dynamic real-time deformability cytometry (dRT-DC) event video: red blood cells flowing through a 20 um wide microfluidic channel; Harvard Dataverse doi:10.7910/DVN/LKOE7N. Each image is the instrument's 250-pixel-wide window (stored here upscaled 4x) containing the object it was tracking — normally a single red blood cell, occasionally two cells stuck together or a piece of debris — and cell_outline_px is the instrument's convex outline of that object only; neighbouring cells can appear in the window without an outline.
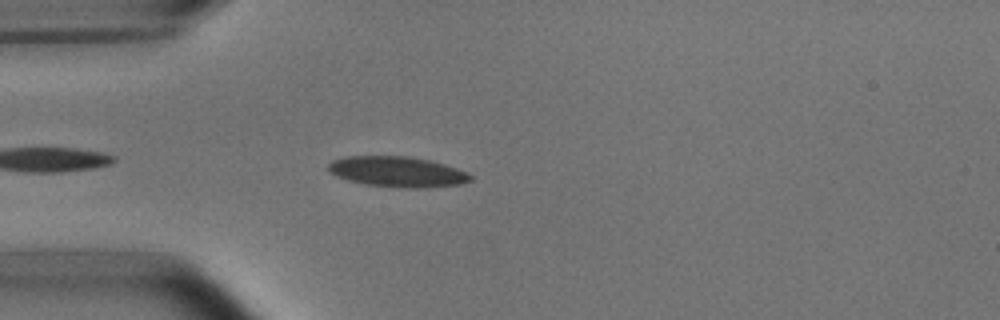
{"species": "common noctule bat (a hibernating species)", "species_latin": "Nyctalus noctula", "temperature_condition": "room temperature", "stored_images_in_passage": 9, "camera_frame_rate_fps": 3000, "um_per_image_px": 0.085, "animal": {"sex": "male", "body_mass_g": 15.6}, "frame": {"image": 1, "passage_image": 4, "time_ms": 1.0, "image_size_px": [1000, 320], "cell_outline_px": [[472, 180], [460, 184], [428, 188], [404, 188], [364, 184], [348, 180], [336, 176], [328, 172], [328, 164], [332, 160], [348, 156], [408, 156], [428, 160], [444, 164], [468, 172], [472, 176]], "centroid_in_image_um": [33.77, 14.6], "position_along_channel_um": 51.2, "area_um2": 25.37}}